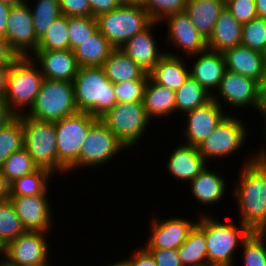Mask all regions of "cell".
<instances>
[{
	"label": "cell",
	"instance_id": "obj_23",
	"mask_svg": "<svg viewBox=\"0 0 266 266\" xmlns=\"http://www.w3.org/2000/svg\"><path fill=\"white\" fill-rule=\"evenodd\" d=\"M226 70L262 83L265 55L246 46L238 45L224 53Z\"/></svg>",
	"mask_w": 266,
	"mask_h": 266
},
{
	"label": "cell",
	"instance_id": "obj_17",
	"mask_svg": "<svg viewBox=\"0 0 266 266\" xmlns=\"http://www.w3.org/2000/svg\"><path fill=\"white\" fill-rule=\"evenodd\" d=\"M167 44L174 46L177 51L181 50L186 56H192L207 49V40L198 32L189 16L185 12L166 16Z\"/></svg>",
	"mask_w": 266,
	"mask_h": 266
},
{
	"label": "cell",
	"instance_id": "obj_55",
	"mask_svg": "<svg viewBox=\"0 0 266 266\" xmlns=\"http://www.w3.org/2000/svg\"><path fill=\"white\" fill-rule=\"evenodd\" d=\"M263 132L265 133V135H263L264 138H265L266 137V124L264 126ZM265 146L266 145H263V146H261L262 148H260V150L258 149L257 151H255V153H254V159L257 162H259V163H261V164H263V165L266 166V148H265Z\"/></svg>",
	"mask_w": 266,
	"mask_h": 266
},
{
	"label": "cell",
	"instance_id": "obj_39",
	"mask_svg": "<svg viewBox=\"0 0 266 266\" xmlns=\"http://www.w3.org/2000/svg\"><path fill=\"white\" fill-rule=\"evenodd\" d=\"M241 245L245 266H266V232H250Z\"/></svg>",
	"mask_w": 266,
	"mask_h": 266
},
{
	"label": "cell",
	"instance_id": "obj_29",
	"mask_svg": "<svg viewBox=\"0 0 266 266\" xmlns=\"http://www.w3.org/2000/svg\"><path fill=\"white\" fill-rule=\"evenodd\" d=\"M101 67L113 84L129 80H148L149 77V74L121 49H113Z\"/></svg>",
	"mask_w": 266,
	"mask_h": 266
},
{
	"label": "cell",
	"instance_id": "obj_9",
	"mask_svg": "<svg viewBox=\"0 0 266 266\" xmlns=\"http://www.w3.org/2000/svg\"><path fill=\"white\" fill-rule=\"evenodd\" d=\"M125 149L128 150L117 136L98 119L90 127L81 146L79 158L68 169V173L73 169L101 167Z\"/></svg>",
	"mask_w": 266,
	"mask_h": 266
},
{
	"label": "cell",
	"instance_id": "obj_5",
	"mask_svg": "<svg viewBox=\"0 0 266 266\" xmlns=\"http://www.w3.org/2000/svg\"><path fill=\"white\" fill-rule=\"evenodd\" d=\"M23 147L40 168L53 174H67L68 170L58 161L57 137L54 122L41 121L27 114L22 115Z\"/></svg>",
	"mask_w": 266,
	"mask_h": 266
},
{
	"label": "cell",
	"instance_id": "obj_12",
	"mask_svg": "<svg viewBox=\"0 0 266 266\" xmlns=\"http://www.w3.org/2000/svg\"><path fill=\"white\" fill-rule=\"evenodd\" d=\"M49 232L25 231L5 245V262L11 266H45L49 264Z\"/></svg>",
	"mask_w": 266,
	"mask_h": 266
},
{
	"label": "cell",
	"instance_id": "obj_16",
	"mask_svg": "<svg viewBox=\"0 0 266 266\" xmlns=\"http://www.w3.org/2000/svg\"><path fill=\"white\" fill-rule=\"evenodd\" d=\"M224 112L226 110L211 99L205 105L185 113V144L198 146L228 115Z\"/></svg>",
	"mask_w": 266,
	"mask_h": 266
},
{
	"label": "cell",
	"instance_id": "obj_28",
	"mask_svg": "<svg viewBox=\"0 0 266 266\" xmlns=\"http://www.w3.org/2000/svg\"><path fill=\"white\" fill-rule=\"evenodd\" d=\"M224 7L225 3L222 0H187L185 13L198 32L207 40Z\"/></svg>",
	"mask_w": 266,
	"mask_h": 266
},
{
	"label": "cell",
	"instance_id": "obj_48",
	"mask_svg": "<svg viewBox=\"0 0 266 266\" xmlns=\"http://www.w3.org/2000/svg\"><path fill=\"white\" fill-rule=\"evenodd\" d=\"M91 6V17H98L101 14L108 13L121 4L118 0H89Z\"/></svg>",
	"mask_w": 266,
	"mask_h": 266
},
{
	"label": "cell",
	"instance_id": "obj_10",
	"mask_svg": "<svg viewBox=\"0 0 266 266\" xmlns=\"http://www.w3.org/2000/svg\"><path fill=\"white\" fill-rule=\"evenodd\" d=\"M97 120L87 112H77L54 122L58 161L67 170L78 160L87 133Z\"/></svg>",
	"mask_w": 266,
	"mask_h": 266
},
{
	"label": "cell",
	"instance_id": "obj_40",
	"mask_svg": "<svg viewBox=\"0 0 266 266\" xmlns=\"http://www.w3.org/2000/svg\"><path fill=\"white\" fill-rule=\"evenodd\" d=\"M241 45L266 54V18L256 17L242 24Z\"/></svg>",
	"mask_w": 266,
	"mask_h": 266
},
{
	"label": "cell",
	"instance_id": "obj_54",
	"mask_svg": "<svg viewBox=\"0 0 266 266\" xmlns=\"http://www.w3.org/2000/svg\"><path fill=\"white\" fill-rule=\"evenodd\" d=\"M257 111L262 115L266 124V84L260 86V100Z\"/></svg>",
	"mask_w": 266,
	"mask_h": 266
},
{
	"label": "cell",
	"instance_id": "obj_56",
	"mask_svg": "<svg viewBox=\"0 0 266 266\" xmlns=\"http://www.w3.org/2000/svg\"><path fill=\"white\" fill-rule=\"evenodd\" d=\"M257 15L261 18H266V0H255Z\"/></svg>",
	"mask_w": 266,
	"mask_h": 266
},
{
	"label": "cell",
	"instance_id": "obj_32",
	"mask_svg": "<svg viewBox=\"0 0 266 266\" xmlns=\"http://www.w3.org/2000/svg\"><path fill=\"white\" fill-rule=\"evenodd\" d=\"M182 266H202L208 264L205 233L196 225L186 241L177 249Z\"/></svg>",
	"mask_w": 266,
	"mask_h": 266
},
{
	"label": "cell",
	"instance_id": "obj_21",
	"mask_svg": "<svg viewBox=\"0 0 266 266\" xmlns=\"http://www.w3.org/2000/svg\"><path fill=\"white\" fill-rule=\"evenodd\" d=\"M193 56V57H192ZM189 56L194 60L190 69V76L212 96L218 89L226 71V62L223 53L206 49L203 52ZM197 57V58H196Z\"/></svg>",
	"mask_w": 266,
	"mask_h": 266
},
{
	"label": "cell",
	"instance_id": "obj_52",
	"mask_svg": "<svg viewBox=\"0 0 266 266\" xmlns=\"http://www.w3.org/2000/svg\"><path fill=\"white\" fill-rule=\"evenodd\" d=\"M11 65H0V99H4L7 91V80Z\"/></svg>",
	"mask_w": 266,
	"mask_h": 266
},
{
	"label": "cell",
	"instance_id": "obj_11",
	"mask_svg": "<svg viewBox=\"0 0 266 266\" xmlns=\"http://www.w3.org/2000/svg\"><path fill=\"white\" fill-rule=\"evenodd\" d=\"M246 127V123L236 117V114L228 113L197 149L206 162L209 159L228 158L245 144L248 136Z\"/></svg>",
	"mask_w": 266,
	"mask_h": 266
},
{
	"label": "cell",
	"instance_id": "obj_49",
	"mask_svg": "<svg viewBox=\"0 0 266 266\" xmlns=\"http://www.w3.org/2000/svg\"><path fill=\"white\" fill-rule=\"evenodd\" d=\"M17 55L10 49L5 38L0 37V65H11Z\"/></svg>",
	"mask_w": 266,
	"mask_h": 266
},
{
	"label": "cell",
	"instance_id": "obj_26",
	"mask_svg": "<svg viewBox=\"0 0 266 266\" xmlns=\"http://www.w3.org/2000/svg\"><path fill=\"white\" fill-rule=\"evenodd\" d=\"M207 166L198 174V176L189 183V187L197 202L202 205L216 204L224 198L226 190L225 178L218 174L217 171Z\"/></svg>",
	"mask_w": 266,
	"mask_h": 266
},
{
	"label": "cell",
	"instance_id": "obj_4",
	"mask_svg": "<svg viewBox=\"0 0 266 266\" xmlns=\"http://www.w3.org/2000/svg\"><path fill=\"white\" fill-rule=\"evenodd\" d=\"M38 66L31 56L17 57L10 66L4 99L16 116L28 113L35 103L44 80Z\"/></svg>",
	"mask_w": 266,
	"mask_h": 266
},
{
	"label": "cell",
	"instance_id": "obj_14",
	"mask_svg": "<svg viewBox=\"0 0 266 266\" xmlns=\"http://www.w3.org/2000/svg\"><path fill=\"white\" fill-rule=\"evenodd\" d=\"M260 86L261 84L252 78L226 70L217 91L212 95V99L223 108L221 99L224 101L223 103H226L225 105L232 106L235 110L236 108L242 109L243 107L245 109V107L252 106L251 108L257 111Z\"/></svg>",
	"mask_w": 266,
	"mask_h": 266
},
{
	"label": "cell",
	"instance_id": "obj_35",
	"mask_svg": "<svg viewBox=\"0 0 266 266\" xmlns=\"http://www.w3.org/2000/svg\"><path fill=\"white\" fill-rule=\"evenodd\" d=\"M23 145L22 115H20L0 129V167L12 153L20 150Z\"/></svg>",
	"mask_w": 266,
	"mask_h": 266
},
{
	"label": "cell",
	"instance_id": "obj_47",
	"mask_svg": "<svg viewBox=\"0 0 266 266\" xmlns=\"http://www.w3.org/2000/svg\"><path fill=\"white\" fill-rule=\"evenodd\" d=\"M125 259L127 266H157L151 253L145 248L136 249Z\"/></svg>",
	"mask_w": 266,
	"mask_h": 266
},
{
	"label": "cell",
	"instance_id": "obj_20",
	"mask_svg": "<svg viewBox=\"0 0 266 266\" xmlns=\"http://www.w3.org/2000/svg\"><path fill=\"white\" fill-rule=\"evenodd\" d=\"M158 22L152 21L144 30L130 38L121 50L144 71L149 73L166 54L158 49L156 37L152 33Z\"/></svg>",
	"mask_w": 266,
	"mask_h": 266
},
{
	"label": "cell",
	"instance_id": "obj_3",
	"mask_svg": "<svg viewBox=\"0 0 266 266\" xmlns=\"http://www.w3.org/2000/svg\"><path fill=\"white\" fill-rule=\"evenodd\" d=\"M197 226L205 233L208 263L216 266H234L235 250L250 234V230L239 222H220L210 214H202ZM234 260V261H233Z\"/></svg>",
	"mask_w": 266,
	"mask_h": 266
},
{
	"label": "cell",
	"instance_id": "obj_58",
	"mask_svg": "<svg viewBox=\"0 0 266 266\" xmlns=\"http://www.w3.org/2000/svg\"><path fill=\"white\" fill-rule=\"evenodd\" d=\"M120 4L127 5V4H140L141 0H118Z\"/></svg>",
	"mask_w": 266,
	"mask_h": 266
},
{
	"label": "cell",
	"instance_id": "obj_60",
	"mask_svg": "<svg viewBox=\"0 0 266 266\" xmlns=\"http://www.w3.org/2000/svg\"><path fill=\"white\" fill-rule=\"evenodd\" d=\"M2 255V258L1 260H5V244H3L1 241H0V256Z\"/></svg>",
	"mask_w": 266,
	"mask_h": 266
},
{
	"label": "cell",
	"instance_id": "obj_33",
	"mask_svg": "<svg viewBox=\"0 0 266 266\" xmlns=\"http://www.w3.org/2000/svg\"><path fill=\"white\" fill-rule=\"evenodd\" d=\"M176 92V113L183 114L205 105L212 96L191 76Z\"/></svg>",
	"mask_w": 266,
	"mask_h": 266
},
{
	"label": "cell",
	"instance_id": "obj_38",
	"mask_svg": "<svg viewBox=\"0 0 266 266\" xmlns=\"http://www.w3.org/2000/svg\"><path fill=\"white\" fill-rule=\"evenodd\" d=\"M35 7L30 6L34 22V31L40 39L51 25V23L61 14L59 0H36Z\"/></svg>",
	"mask_w": 266,
	"mask_h": 266
},
{
	"label": "cell",
	"instance_id": "obj_50",
	"mask_svg": "<svg viewBox=\"0 0 266 266\" xmlns=\"http://www.w3.org/2000/svg\"><path fill=\"white\" fill-rule=\"evenodd\" d=\"M16 115L11 111L5 99H0V129L11 122Z\"/></svg>",
	"mask_w": 266,
	"mask_h": 266
},
{
	"label": "cell",
	"instance_id": "obj_59",
	"mask_svg": "<svg viewBox=\"0 0 266 266\" xmlns=\"http://www.w3.org/2000/svg\"><path fill=\"white\" fill-rule=\"evenodd\" d=\"M110 264V265H109ZM108 265H106V266H127V263H126V261H125V259H121L120 261H116V262H114V263H109Z\"/></svg>",
	"mask_w": 266,
	"mask_h": 266
},
{
	"label": "cell",
	"instance_id": "obj_27",
	"mask_svg": "<svg viewBox=\"0 0 266 266\" xmlns=\"http://www.w3.org/2000/svg\"><path fill=\"white\" fill-rule=\"evenodd\" d=\"M143 104L150 120L171 114L174 115L176 113V92L155 83L148 77L144 89Z\"/></svg>",
	"mask_w": 266,
	"mask_h": 266
},
{
	"label": "cell",
	"instance_id": "obj_46",
	"mask_svg": "<svg viewBox=\"0 0 266 266\" xmlns=\"http://www.w3.org/2000/svg\"><path fill=\"white\" fill-rule=\"evenodd\" d=\"M157 266H182L177 249H147Z\"/></svg>",
	"mask_w": 266,
	"mask_h": 266
},
{
	"label": "cell",
	"instance_id": "obj_30",
	"mask_svg": "<svg viewBox=\"0 0 266 266\" xmlns=\"http://www.w3.org/2000/svg\"><path fill=\"white\" fill-rule=\"evenodd\" d=\"M113 49L109 41L97 30L74 50V54L79 67H101Z\"/></svg>",
	"mask_w": 266,
	"mask_h": 266
},
{
	"label": "cell",
	"instance_id": "obj_13",
	"mask_svg": "<svg viewBox=\"0 0 266 266\" xmlns=\"http://www.w3.org/2000/svg\"><path fill=\"white\" fill-rule=\"evenodd\" d=\"M29 2L11 7L5 30V39L17 57L31 56L39 39L34 31V22ZM31 53V54H30Z\"/></svg>",
	"mask_w": 266,
	"mask_h": 266
},
{
	"label": "cell",
	"instance_id": "obj_61",
	"mask_svg": "<svg viewBox=\"0 0 266 266\" xmlns=\"http://www.w3.org/2000/svg\"><path fill=\"white\" fill-rule=\"evenodd\" d=\"M261 84H266V54H265V59H264V72H263V78H262Z\"/></svg>",
	"mask_w": 266,
	"mask_h": 266
},
{
	"label": "cell",
	"instance_id": "obj_24",
	"mask_svg": "<svg viewBox=\"0 0 266 266\" xmlns=\"http://www.w3.org/2000/svg\"><path fill=\"white\" fill-rule=\"evenodd\" d=\"M178 53L168 52L161 58L155 67L148 73L149 77L157 84L178 90L190 76L183 57Z\"/></svg>",
	"mask_w": 266,
	"mask_h": 266
},
{
	"label": "cell",
	"instance_id": "obj_2",
	"mask_svg": "<svg viewBox=\"0 0 266 266\" xmlns=\"http://www.w3.org/2000/svg\"><path fill=\"white\" fill-rule=\"evenodd\" d=\"M73 87L79 112L99 119L117 104L113 83L102 67H79Z\"/></svg>",
	"mask_w": 266,
	"mask_h": 266
},
{
	"label": "cell",
	"instance_id": "obj_37",
	"mask_svg": "<svg viewBox=\"0 0 266 266\" xmlns=\"http://www.w3.org/2000/svg\"><path fill=\"white\" fill-rule=\"evenodd\" d=\"M25 231L10 199L0 202V241L6 245Z\"/></svg>",
	"mask_w": 266,
	"mask_h": 266
},
{
	"label": "cell",
	"instance_id": "obj_51",
	"mask_svg": "<svg viewBox=\"0 0 266 266\" xmlns=\"http://www.w3.org/2000/svg\"><path fill=\"white\" fill-rule=\"evenodd\" d=\"M10 5L2 3L0 1V37L5 38V30L8 21V15L11 10Z\"/></svg>",
	"mask_w": 266,
	"mask_h": 266
},
{
	"label": "cell",
	"instance_id": "obj_22",
	"mask_svg": "<svg viewBox=\"0 0 266 266\" xmlns=\"http://www.w3.org/2000/svg\"><path fill=\"white\" fill-rule=\"evenodd\" d=\"M166 167L170 175L176 180L185 181L188 184L195 179L198 174L208 166L204 157L200 154L197 146L185 144V142L174 149L169 155Z\"/></svg>",
	"mask_w": 266,
	"mask_h": 266
},
{
	"label": "cell",
	"instance_id": "obj_62",
	"mask_svg": "<svg viewBox=\"0 0 266 266\" xmlns=\"http://www.w3.org/2000/svg\"><path fill=\"white\" fill-rule=\"evenodd\" d=\"M0 266H11V265L7 264V263L5 262V260H2V261L0 262Z\"/></svg>",
	"mask_w": 266,
	"mask_h": 266
},
{
	"label": "cell",
	"instance_id": "obj_31",
	"mask_svg": "<svg viewBox=\"0 0 266 266\" xmlns=\"http://www.w3.org/2000/svg\"><path fill=\"white\" fill-rule=\"evenodd\" d=\"M53 175L49 169L38 167L10 183V197L47 195Z\"/></svg>",
	"mask_w": 266,
	"mask_h": 266
},
{
	"label": "cell",
	"instance_id": "obj_6",
	"mask_svg": "<svg viewBox=\"0 0 266 266\" xmlns=\"http://www.w3.org/2000/svg\"><path fill=\"white\" fill-rule=\"evenodd\" d=\"M96 20L98 30L114 49H121L130 38L152 22L141 4H121L116 9L99 15Z\"/></svg>",
	"mask_w": 266,
	"mask_h": 266
},
{
	"label": "cell",
	"instance_id": "obj_15",
	"mask_svg": "<svg viewBox=\"0 0 266 266\" xmlns=\"http://www.w3.org/2000/svg\"><path fill=\"white\" fill-rule=\"evenodd\" d=\"M150 220V235L144 245L146 249H178L198 223L179 217L164 220L153 217Z\"/></svg>",
	"mask_w": 266,
	"mask_h": 266
},
{
	"label": "cell",
	"instance_id": "obj_34",
	"mask_svg": "<svg viewBox=\"0 0 266 266\" xmlns=\"http://www.w3.org/2000/svg\"><path fill=\"white\" fill-rule=\"evenodd\" d=\"M37 50H69L68 17L60 15L39 39Z\"/></svg>",
	"mask_w": 266,
	"mask_h": 266
},
{
	"label": "cell",
	"instance_id": "obj_1",
	"mask_svg": "<svg viewBox=\"0 0 266 266\" xmlns=\"http://www.w3.org/2000/svg\"><path fill=\"white\" fill-rule=\"evenodd\" d=\"M248 156L240 168L233 196L240 210V223L251 232H266V166L254 159V152Z\"/></svg>",
	"mask_w": 266,
	"mask_h": 266
},
{
	"label": "cell",
	"instance_id": "obj_43",
	"mask_svg": "<svg viewBox=\"0 0 266 266\" xmlns=\"http://www.w3.org/2000/svg\"><path fill=\"white\" fill-rule=\"evenodd\" d=\"M148 80H129L114 83L117 103L143 102L144 89Z\"/></svg>",
	"mask_w": 266,
	"mask_h": 266
},
{
	"label": "cell",
	"instance_id": "obj_41",
	"mask_svg": "<svg viewBox=\"0 0 266 266\" xmlns=\"http://www.w3.org/2000/svg\"><path fill=\"white\" fill-rule=\"evenodd\" d=\"M98 30L94 17H68L69 49L75 50Z\"/></svg>",
	"mask_w": 266,
	"mask_h": 266
},
{
	"label": "cell",
	"instance_id": "obj_42",
	"mask_svg": "<svg viewBox=\"0 0 266 266\" xmlns=\"http://www.w3.org/2000/svg\"><path fill=\"white\" fill-rule=\"evenodd\" d=\"M140 4L152 21L161 23L168 15L185 12L187 0H141Z\"/></svg>",
	"mask_w": 266,
	"mask_h": 266
},
{
	"label": "cell",
	"instance_id": "obj_36",
	"mask_svg": "<svg viewBox=\"0 0 266 266\" xmlns=\"http://www.w3.org/2000/svg\"><path fill=\"white\" fill-rule=\"evenodd\" d=\"M38 166L33 162L28 151L22 147L12 153L0 167L2 175L10 184L14 180L35 171Z\"/></svg>",
	"mask_w": 266,
	"mask_h": 266
},
{
	"label": "cell",
	"instance_id": "obj_19",
	"mask_svg": "<svg viewBox=\"0 0 266 266\" xmlns=\"http://www.w3.org/2000/svg\"><path fill=\"white\" fill-rule=\"evenodd\" d=\"M44 78L58 81H70L78 73L77 63L73 50H36L32 55Z\"/></svg>",
	"mask_w": 266,
	"mask_h": 266
},
{
	"label": "cell",
	"instance_id": "obj_44",
	"mask_svg": "<svg viewBox=\"0 0 266 266\" xmlns=\"http://www.w3.org/2000/svg\"><path fill=\"white\" fill-rule=\"evenodd\" d=\"M225 7L242 24L258 17L255 0H230Z\"/></svg>",
	"mask_w": 266,
	"mask_h": 266
},
{
	"label": "cell",
	"instance_id": "obj_64",
	"mask_svg": "<svg viewBox=\"0 0 266 266\" xmlns=\"http://www.w3.org/2000/svg\"><path fill=\"white\" fill-rule=\"evenodd\" d=\"M225 4L227 3V2H229L230 0H222Z\"/></svg>",
	"mask_w": 266,
	"mask_h": 266
},
{
	"label": "cell",
	"instance_id": "obj_57",
	"mask_svg": "<svg viewBox=\"0 0 266 266\" xmlns=\"http://www.w3.org/2000/svg\"><path fill=\"white\" fill-rule=\"evenodd\" d=\"M0 1L10 6L19 5V4L26 2V0H0Z\"/></svg>",
	"mask_w": 266,
	"mask_h": 266
},
{
	"label": "cell",
	"instance_id": "obj_45",
	"mask_svg": "<svg viewBox=\"0 0 266 266\" xmlns=\"http://www.w3.org/2000/svg\"><path fill=\"white\" fill-rule=\"evenodd\" d=\"M60 11L67 17H88L91 16L89 0H59Z\"/></svg>",
	"mask_w": 266,
	"mask_h": 266
},
{
	"label": "cell",
	"instance_id": "obj_8",
	"mask_svg": "<svg viewBox=\"0 0 266 266\" xmlns=\"http://www.w3.org/2000/svg\"><path fill=\"white\" fill-rule=\"evenodd\" d=\"M129 150L139 144L149 123L143 102L117 103L99 118Z\"/></svg>",
	"mask_w": 266,
	"mask_h": 266
},
{
	"label": "cell",
	"instance_id": "obj_53",
	"mask_svg": "<svg viewBox=\"0 0 266 266\" xmlns=\"http://www.w3.org/2000/svg\"><path fill=\"white\" fill-rule=\"evenodd\" d=\"M10 199V184L2 175L0 170V202Z\"/></svg>",
	"mask_w": 266,
	"mask_h": 266
},
{
	"label": "cell",
	"instance_id": "obj_18",
	"mask_svg": "<svg viewBox=\"0 0 266 266\" xmlns=\"http://www.w3.org/2000/svg\"><path fill=\"white\" fill-rule=\"evenodd\" d=\"M48 195L10 197L26 231L49 232L52 229L51 203ZM52 216V217H51Z\"/></svg>",
	"mask_w": 266,
	"mask_h": 266
},
{
	"label": "cell",
	"instance_id": "obj_63",
	"mask_svg": "<svg viewBox=\"0 0 266 266\" xmlns=\"http://www.w3.org/2000/svg\"><path fill=\"white\" fill-rule=\"evenodd\" d=\"M202 266H216V265H211V264H205V265H202Z\"/></svg>",
	"mask_w": 266,
	"mask_h": 266
},
{
	"label": "cell",
	"instance_id": "obj_25",
	"mask_svg": "<svg viewBox=\"0 0 266 266\" xmlns=\"http://www.w3.org/2000/svg\"><path fill=\"white\" fill-rule=\"evenodd\" d=\"M242 23L226 7L220 12L212 34L207 39V49L224 53L241 45Z\"/></svg>",
	"mask_w": 266,
	"mask_h": 266
},
{
	"label": "cell",
	"instance_id": "obj_7",
	"mask_svg": "<svg viewBox=\"0 0 266 266\" xmlns=\"http://www.w3.org/2000/svg\"><path fill=\"white\" fill-rule=\"evenodd\" d=\"M79 112L75 102L73 82L44 78L29 117L56 122Z\"/></svg>",
	"mask_w": 266,
	"mask_h": 266
}]
</instances>
